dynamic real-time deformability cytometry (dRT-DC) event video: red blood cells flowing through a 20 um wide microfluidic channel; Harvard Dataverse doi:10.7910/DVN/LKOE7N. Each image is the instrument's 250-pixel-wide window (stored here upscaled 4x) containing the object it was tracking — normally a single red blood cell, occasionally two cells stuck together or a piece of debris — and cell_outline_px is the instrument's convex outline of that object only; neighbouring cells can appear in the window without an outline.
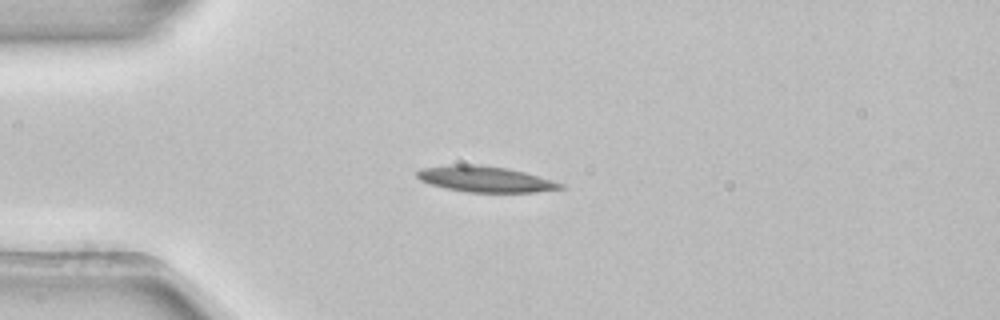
{"species": "common noctule bat (a hibernating species)", "species_latin": "Nyctalus noctula", "temperature_condition": "room temperature", "stored_images_in_passage": 3, "camera_frame_rate_fps": 3000, "um_per_image_px": 0.085, "animal": {"sex": "female", "body_mass_g": 22.7, "forearm_length_mm": 54.2}, "frame": {"image": 1, "passage_image": 2, "time_ms": 0.333, "image_size_px": [1000, 320], "cell_outline_px": [[564, 188], [536, 192], [468, 192], [448, 188], [432, 184], [420, 180], [416, 176], [416, 172], [424, 168], [452, 164], [476, 164], [508, 168], [524, 172], [552, 180], [564, 184]], "centroid_in_image_um": [41.26, 15.22], "position_along_channel_um": 43.7, "area_um2": 21.39}}